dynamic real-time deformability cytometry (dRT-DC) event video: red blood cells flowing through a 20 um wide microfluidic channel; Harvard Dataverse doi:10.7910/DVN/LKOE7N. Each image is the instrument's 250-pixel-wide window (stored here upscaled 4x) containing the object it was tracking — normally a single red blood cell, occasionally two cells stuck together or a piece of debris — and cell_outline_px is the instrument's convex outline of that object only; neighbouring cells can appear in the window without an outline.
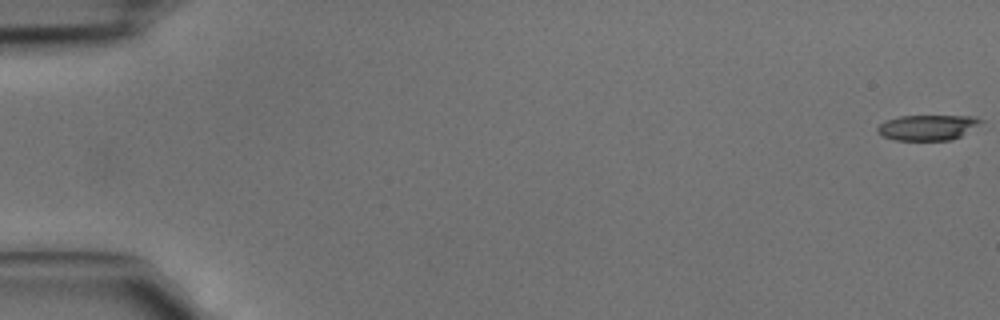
{"species": "common noctule bat (a hibernating species)", "species_latin": "Nyctalus noctula", "temperature_condition": "cold", "stored_images_in_passage": 15, "camera_frame_rate_fps": 3000, "um_per_image_px": 0.085, "animal": {"sex": "male", "body_mass_g": 15.6}, "frame": {"image": 1, "passage_image": 1, "time_ms": 0.0, "image_size_px": [1000, 320], "cell_outline_px": [[984, 120], [960, 136], [952, 140], [896, 140], [884, 136], [876, 132], [876, 128], [884, 120], [900, 116], [976, 116]], "centroid_in_image_um": [78.8, 10.83], "position_along_channel_um": 6.2, "area_um2": 15.2}}
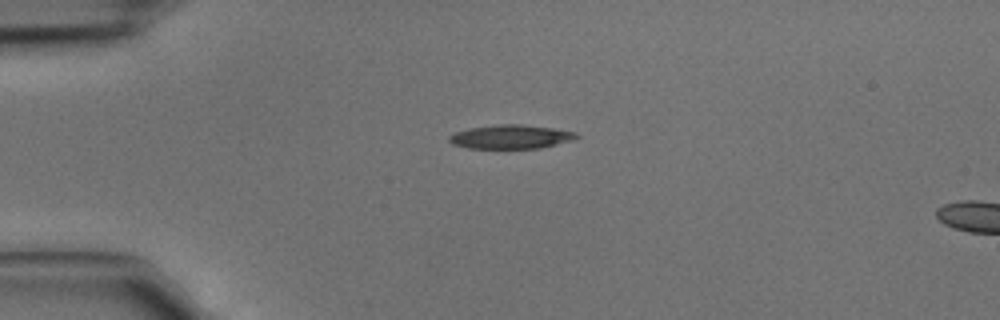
{"frame": {"image": 2, "passage_image": 12, "time_ms": 3.667, "image_size_px": [1000, 320], "cell_outline_px": [[580, 136], [572, 140], [540, 148], [468, 148], [452, 144], [448, 140], [448, 136], [456, 132], [468, 128], [500, 124], [524, 124], [552, 128], [576, 132]], "centroid_in_image_um": [43.4, 11.62], "position_along_channel_um": 41.6, "area_um2": 17.69}}